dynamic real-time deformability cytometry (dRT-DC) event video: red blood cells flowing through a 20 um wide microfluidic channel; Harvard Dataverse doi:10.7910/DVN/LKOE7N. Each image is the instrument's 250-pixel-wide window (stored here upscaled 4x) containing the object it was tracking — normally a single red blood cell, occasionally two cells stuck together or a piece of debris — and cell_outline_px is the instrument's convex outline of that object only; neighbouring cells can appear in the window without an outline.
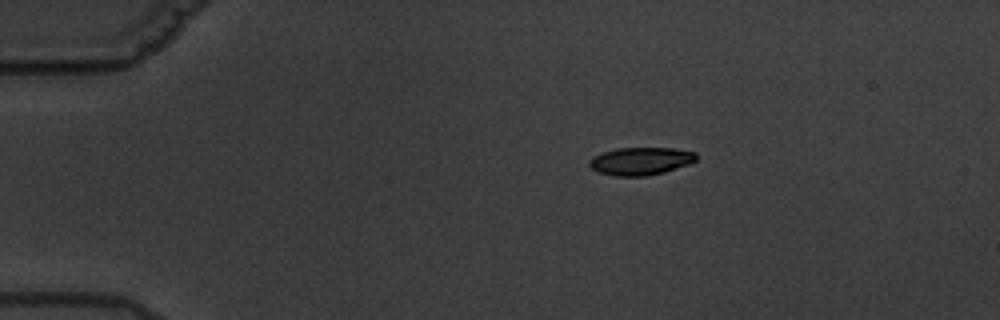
{"species": "common noctule bat (a hibernating species)", "species_latin": "Nyctalus noctula", "temperature_condition": "warm", "stored_images_in_passage": 2, "camera_frame_rate_fps": 3000, "um_per_image_px": 0.085, "animal": {"sex": "male", "body_mass_g": 19.5, "forearm_length_mm": 54.6}, "frame": {"image": 1, "passage_image": 1, "time_ms": 0.0, "image_size_px": [1000, 320], "cell_outline_px": [[696, 160], [688, 164], [664, 172], [644, 176], [616, 176], [600, 172], [592, 168], [588, 164], [588, 160], [592, 156], [616, 148], [672, 148], [696, 152]], "centroid_in_image_um": [54.44, 13.69], "position_along_channel_um": 30.6, "area_um2": 17.17}}